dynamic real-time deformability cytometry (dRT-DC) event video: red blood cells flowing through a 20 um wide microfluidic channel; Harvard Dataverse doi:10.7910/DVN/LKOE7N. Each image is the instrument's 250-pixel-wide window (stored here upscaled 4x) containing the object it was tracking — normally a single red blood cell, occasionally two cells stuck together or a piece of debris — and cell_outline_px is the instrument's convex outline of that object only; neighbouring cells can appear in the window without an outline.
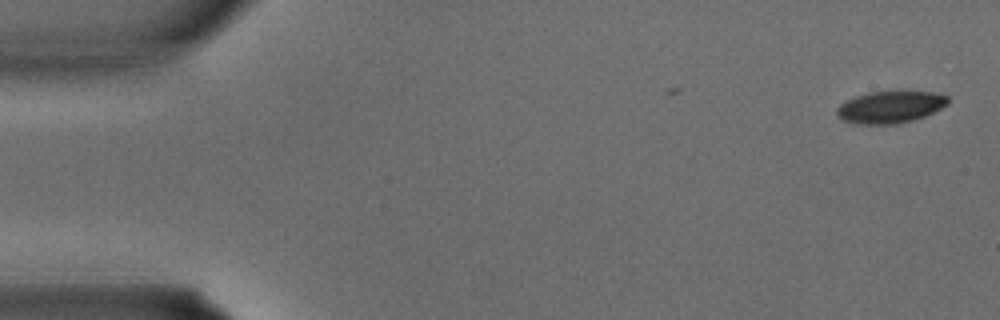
{"species": "common noctule bat (a hibernating species)", "species_latin": "Nyctalus noctula", "temperature_condition": "warm", "stored_images_in_passage": 5, "camera_frame_rate_fps": 3000, "um_per_image_px": 0.085, "animal": {"sex": "male", "body_mass_g": 15.6}, "frame": {"image": 1, "passage_image": 1, "time_ms": 0.0, "image_size_px": [1000, 320], "cell_outline_px": [[948, 104], [924, 116], [912, 120], [896, 124], [856, 124], [840, 120], [836, 112], [836, 108], [840, 104], [856, 96], [868, 92], [932, 92], [948, 96]], "centroid_in_image_um": [75.62, 9.11], "position_along_channel_um": 9.4, "area_um2": 20.52}}